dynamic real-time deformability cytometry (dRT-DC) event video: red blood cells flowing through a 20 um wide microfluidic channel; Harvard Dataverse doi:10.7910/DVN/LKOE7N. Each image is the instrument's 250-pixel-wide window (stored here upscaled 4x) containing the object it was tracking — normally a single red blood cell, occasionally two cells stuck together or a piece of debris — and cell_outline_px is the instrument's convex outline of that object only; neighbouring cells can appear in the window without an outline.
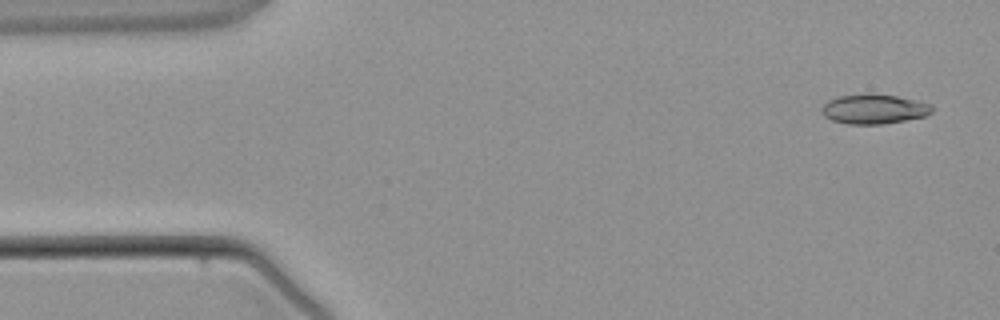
{"species": "common noctule bat (a hibernating species)", "species_latin": "Nyctalus noctula", "temperature_condition": "warm", "stored_images_in_passage": 4, "camera_frame_rate_fps": 3000, "um_per_image_px": 0.085, "animal": {"sex": "male", "body_mass_g": 21.5, "forearm_length_mm": 52.0}, "frame": {"image": 1, "passage_image": 1, "time_ms": 0.0, "image_size_px": [1000, 320], "cell_outline_px": [[932, 112], [924, 116], [884, 124], [848, 124], [832, 120], [824, 116], [820, 112], [820, 108], [828, 100], [840, 96], [868, 92], [896, 96], [932, 104]], "centroid_in_image_um": [74.24, 9.25], "position_along_channel_um": 10.8, "area_um2": 19.19}}
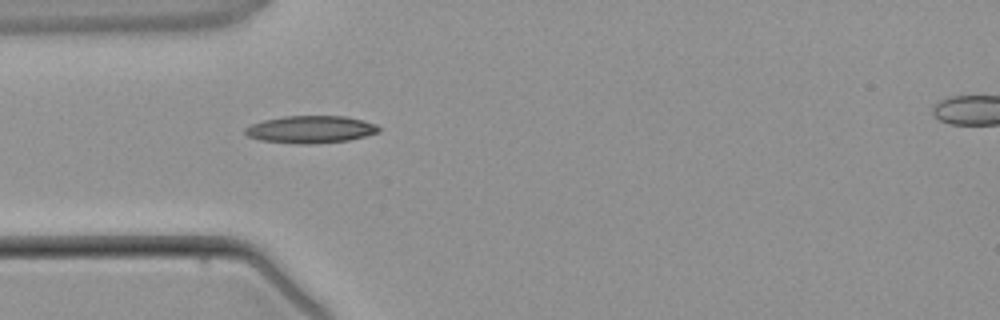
{"frame": {"image": 2, "passage_image": 3, "time_ms": 3.333, "image_size_px": [1000, 320], "cell_outline_px": [[380, 132], [348, 140], [316, 144], [300, 144], [260, 140], [248, 136], [244, 132], [244, 128], [252, 124], [264, 120], [284, 116], [344, 116], [364, 120], [376, 124], [380, 128]], "centroid_in_image_um": [26.42, 11.0], "position_along_channel_um": 58.6, "area_um2": 21.33}}